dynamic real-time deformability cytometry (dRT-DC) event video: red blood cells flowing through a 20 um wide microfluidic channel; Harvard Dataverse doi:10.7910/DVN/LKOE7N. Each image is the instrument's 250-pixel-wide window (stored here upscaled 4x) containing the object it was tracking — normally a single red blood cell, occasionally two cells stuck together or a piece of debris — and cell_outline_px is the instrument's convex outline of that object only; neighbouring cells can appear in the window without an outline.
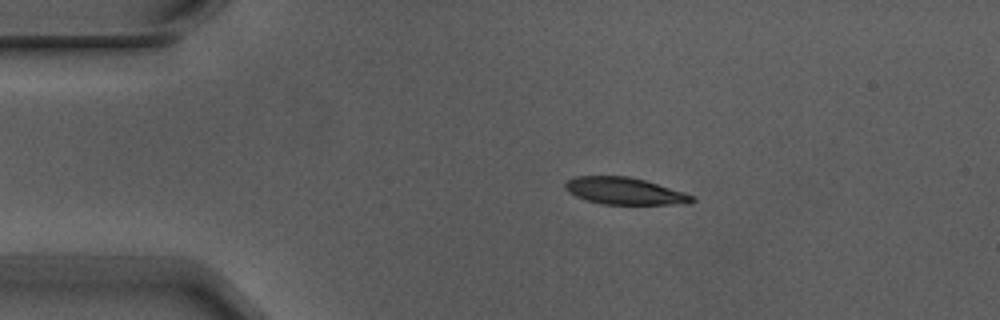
{"species": "Egyptian fruit bat (a non-hibernating species)", "species_latin": "Rousettus aegyptiacus", "temperature_condition": "warm", "stored_images_in_passage": 4, "camera_frame_rate_fps": 3000, "um_per_image_px": 0.085, "animal": {"sex": "male"}, "frame": {"image": 1, "passage_image": 2, "time_ms": 0.333, "image_size_px": [1000, 320], "cell_outline_px": [[696, 200], [688, 204], [604, 204], [588, 200], [576, 196], [568, 192], [564, 188], [564, 184], [568, 180], [576, 176], [632, 176], [684, 192], [692, 196]], "centroid_in_image_um": [53.09, 16.23], "position_along_channel_um": 31.9, "area_um2": 19.88}}
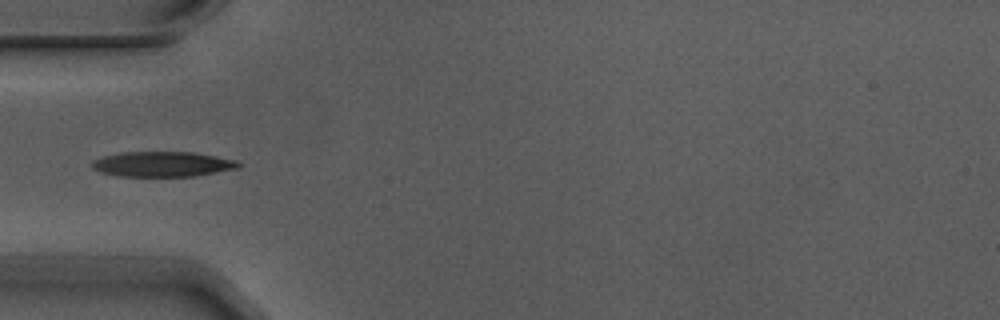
{"frame": {"image": 2, "passage_image": 4, "time_ms": 1.0, "image_size_px": [1000, 320], "cell_outline_px": [[240, 168], [196, 176], [116, 176], [100, 172], [92, 168], [92, 160], [104, 156], [124, 152], [192, 152], [216, 156], [236, 160], [240, 164]], "centroid_in_image_um": [13.82, 13.95], "position_along_channel_um": 71.2, "area_um2": 21.5}}